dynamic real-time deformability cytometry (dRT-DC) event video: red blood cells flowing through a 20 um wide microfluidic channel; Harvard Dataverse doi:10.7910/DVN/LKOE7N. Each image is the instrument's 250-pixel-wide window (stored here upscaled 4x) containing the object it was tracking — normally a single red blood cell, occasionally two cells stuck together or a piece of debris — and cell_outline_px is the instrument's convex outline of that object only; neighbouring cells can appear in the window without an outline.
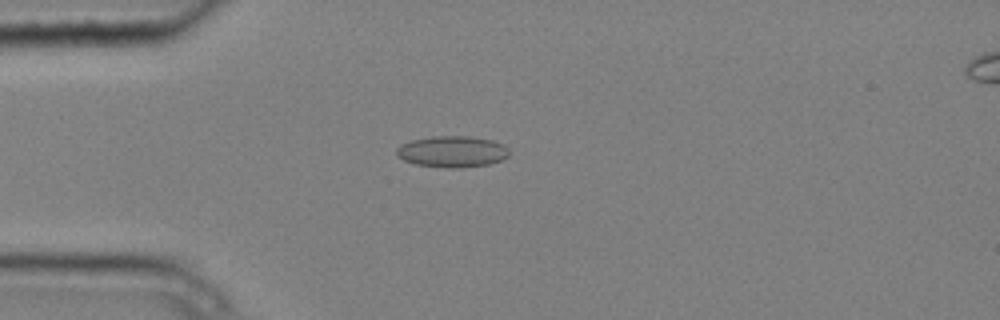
{"species": "common noctule bat (a hibernating species)", "species_latin": "Nyctalus noctula", "temperature_condition": "cold", "stored_images_in_passage": 6, "camera_frame_rate_fps": 3000, "um_per_image_px": 0.085, "animal": {"sex": "male", "body_mass_g": 20.4}, "frame": {"image": 1, "passage_image": 4, "time_ms": 1.0, "image_size_px": [1000, 320], "cell_outline_px": [[508, 156], [500, 160], [488, 164], [460, 168], [448, 168], [416, 164], [404, 160], [396, 156], [396, 148], [400, 144], [412, 140], [432, 136], [468, 136], [492, 140], [504, 144], [508, 148]], "centroid_in_image_um": [38.42, 12.88], "position_along_channel_um": 46.6, "area_um2": 20.58}}
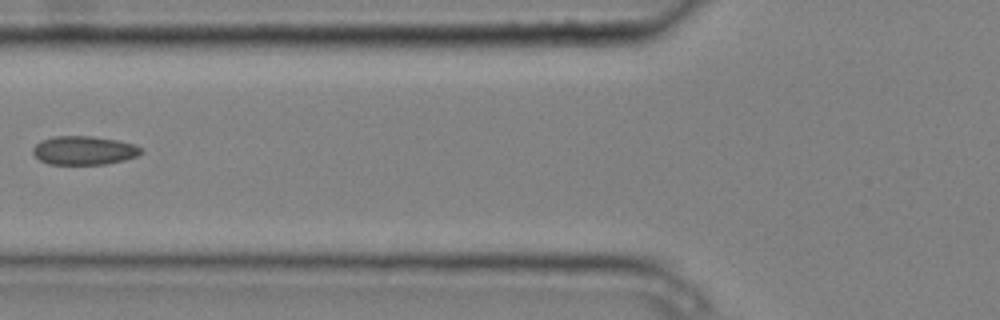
{"frame": {"image": 2, "passage_image": 6, "time_ms": 1.667, "image_size_px": [1000, 320], "cell_outline_px": [[144, 152], [136, 156], [124, 160], [104, 164], [48, 164], [40, 160], [32, 152], [32, 148], [40, 140], [52, 136], [92, 136], [116, 140], [136, 144]], "centroid_in_image_um": [7.12, 12.78], "position_along_channel_um": 118.7, "area_um2": 18.15}}